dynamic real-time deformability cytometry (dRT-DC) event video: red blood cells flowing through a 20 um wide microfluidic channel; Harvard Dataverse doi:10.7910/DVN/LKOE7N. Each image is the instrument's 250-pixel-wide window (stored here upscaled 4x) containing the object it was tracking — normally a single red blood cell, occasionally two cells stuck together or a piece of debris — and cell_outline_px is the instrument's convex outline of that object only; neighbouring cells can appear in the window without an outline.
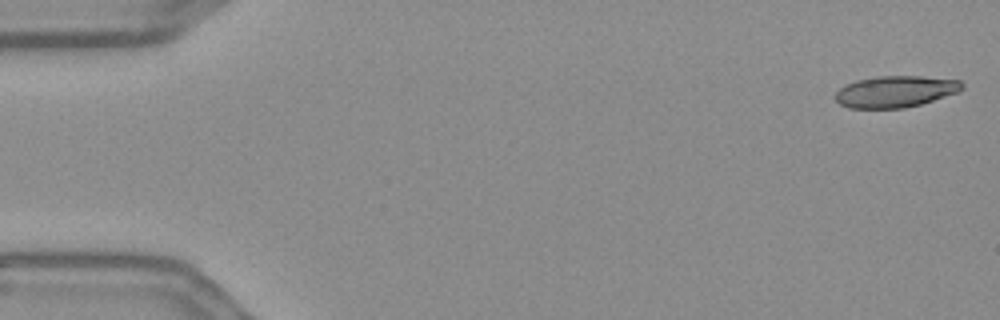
{"species": "Egyptian fruit bat (a non-hibernating species)", "species_latin": "Rousettus aegyptiacus", "temperature_condition": "warm", "stored_images_in_passage": 55, "camera_frame_rate_fps": 3000, "um_per_image_px": 0.085, "frame": {"image": 1, "passage_image": 1, "time_ms": 0.0, "image_size_px": [1000, 320], "cell_outline_px": [[964, 88], [960, 92], [920, 104], [904, 108], [848, 108], [840, 104], [836, 100], [836, 92], [844, 84], [856, 80], [876, 76], [920, 76], [960, 80], [964, 84]], "centroid_in_image_um": [76.12, 7.77], "position_along_channel_um": 8.9, "area_um2": 23.41}}
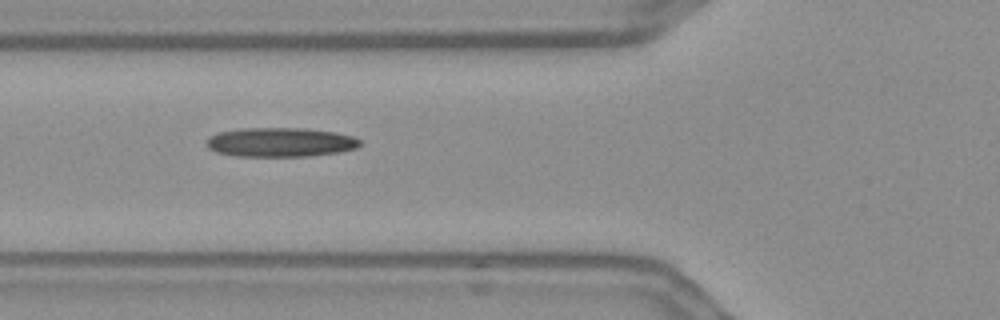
{"frame": {"image": 2, "passage_image": 20, "time_ms": 6.333, "image_size_px": [1000, 320], "cell_outline_px": [[360, 144], [356, 148], [340, 152], [308, 156], [236, 156], [216, 152], [208, 148], [204, 144], [208, 136], [220, 132], [240, 128], [304, 128], [336, 132], [352, 136], [360, 140]], "centroid_in_image_um": [23.79, 12.08], "position_along_channel_um": 102.0, "area_um2": 26.3}}
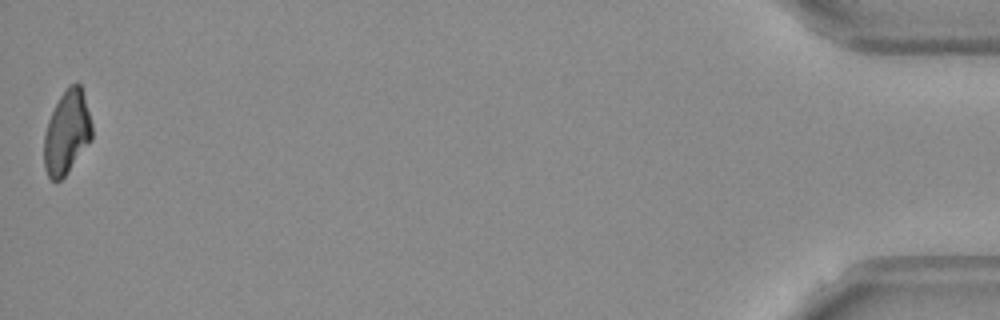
{"frame": {"image": 3, "passage_image": 55, "time_ms": 18.0, "image_size_px": [1000, 320], "cell_outline_px": [[92, 140], [68, 172], [60, 180], [52, 180], [48, 176], [44, 168], [44, 132], [48, 120], [60, 96], [68, 84], [76, 80], [80, 84], [84, 96], [92, 124]], "centroid_in_image_um": [5.68, 11.24], "position_along_channel_um": 429.5, "area_um2": 23.47}}